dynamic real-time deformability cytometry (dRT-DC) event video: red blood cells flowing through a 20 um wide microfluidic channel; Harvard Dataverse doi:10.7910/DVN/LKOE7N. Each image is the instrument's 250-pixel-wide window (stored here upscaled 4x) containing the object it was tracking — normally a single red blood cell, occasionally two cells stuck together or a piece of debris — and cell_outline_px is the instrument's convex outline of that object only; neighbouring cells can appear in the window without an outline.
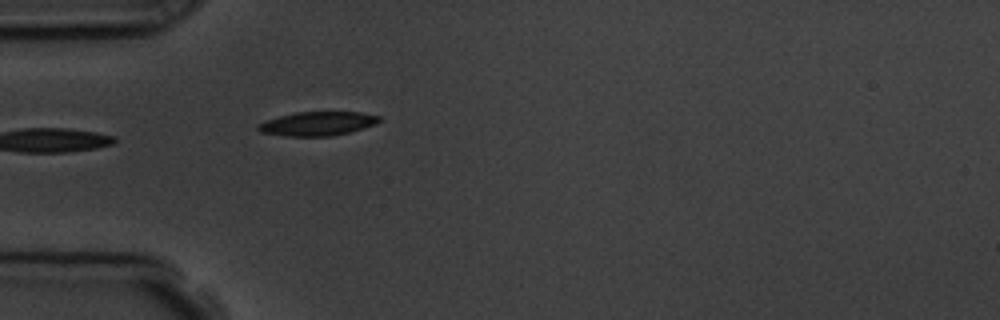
{"species": "common noctule bat (a hibernating species)", "species_latin": "Nyctalus noctula", "temperature_condition": "room temperature", "stored_images_in_passage": 5, "camera_frame_rate_fps": 3000, "um_per_image_px": 0.085, "animal": {"sex": "male", "body_mass_g": 19.5, "forearm_length_mm": 54.6}, "frame": {"image": 1, "passage_image": 5, "time_ms": 5.333, "image_size_px": [1000, 320], "cell_outline_px": [[380, 120], [376, 124], [364, 128], [332, 136], [284, 136], [260, 132], [256, 128], [256, 124], [280, 116], [296, 112], [360, 112], [380, 116]], "centroid_in_image_um": [26.97, 10.51], "position_along_channel_um": 58.0, "area_um2": 16.88}}